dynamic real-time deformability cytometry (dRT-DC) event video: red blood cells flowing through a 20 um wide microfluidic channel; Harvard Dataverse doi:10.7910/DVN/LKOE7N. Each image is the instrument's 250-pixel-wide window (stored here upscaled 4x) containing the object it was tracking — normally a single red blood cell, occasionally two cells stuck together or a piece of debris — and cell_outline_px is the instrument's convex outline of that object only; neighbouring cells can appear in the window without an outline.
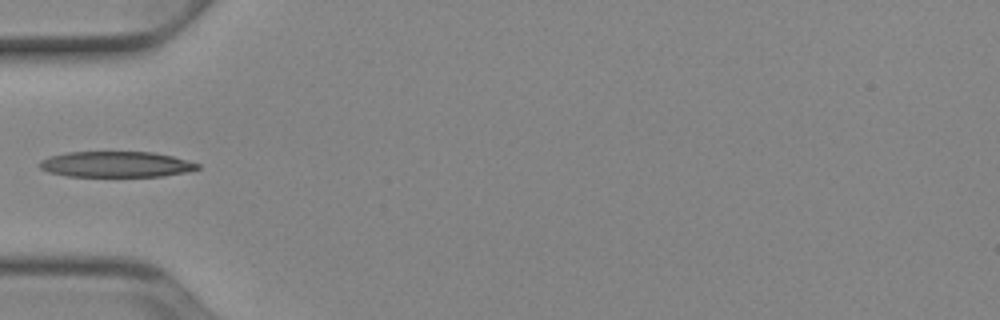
{"species": "Egyptian fruit bat (a non-hibernating species)", "species_latin": "Rousettus aegyptiacus", "temperature_condition": "cold", "stored_images_in_passage": 27, "camera_frame_rate_fps": 3000, "um_per_image_px": 0.085, "animal": {"sex": "female"}, "frame": {"image": 1, "passage_image": 1, "time_ms": 0.0, "image_size_px": [1000, 320], "cell_outline_px": [[200, 168], [188, 172], [164, 176], [64, 176], [48, 172], [40, 168], [40, 160], [48, 156], [68, 152], [152, 152], [172, 156], [200, 164]], "centroid_in_image_um": [9.86, 13.97], "position_along_channel_um": 75.1, "area_um2": 23.76}}
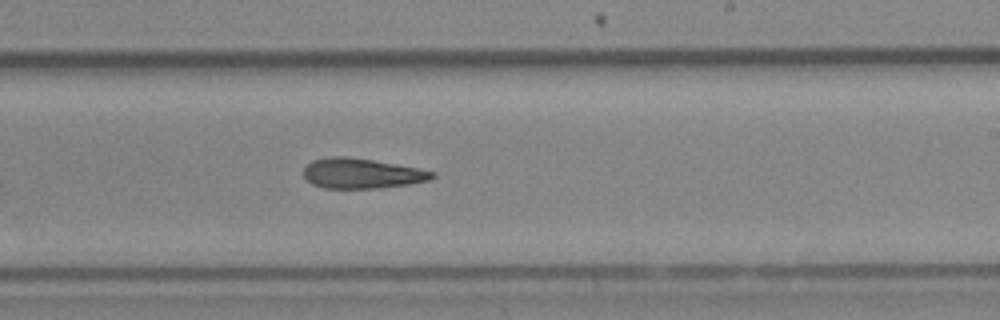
{"frame": {"image": 2, "passage_image": 15, "time_ms": 4.667, "image_size_px": [1000, 320], "cell_outline_px": [[436, 176], [432, 180], [412, 184], [376, 188], [324, 188], [312, 184], [304, 176], [304, 168], [312, 160], [332, 156], [348, 156], [372, 160], [416, 168], [436, 172]], "centroid_in_image_um": [30.77, 14.74], "position_along_channel_um": 258.2, "area_um2": 22.54}}
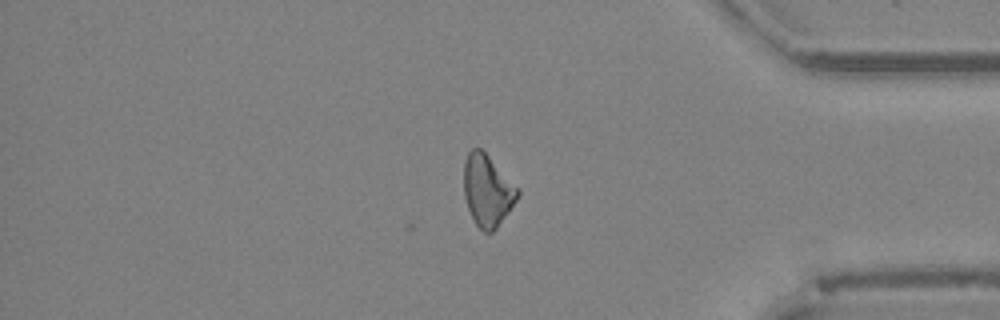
{"frame": {"image": 3, "passage_image": 27, "time_ms": 8.667, "image_size_px": [1000, 320], "cell_outline_px": [[520, 196], [496, 228], [492, 232], [484, 232], [476, 224], [468, 208], [464, 196], [464, 160], [468, 152], [472, 148], [480, 148], [520, 188]], "centroid_in_image_um": [41.44, 16.18], "position_along_channel_um": 393.8, "area_um2": 22.37}}